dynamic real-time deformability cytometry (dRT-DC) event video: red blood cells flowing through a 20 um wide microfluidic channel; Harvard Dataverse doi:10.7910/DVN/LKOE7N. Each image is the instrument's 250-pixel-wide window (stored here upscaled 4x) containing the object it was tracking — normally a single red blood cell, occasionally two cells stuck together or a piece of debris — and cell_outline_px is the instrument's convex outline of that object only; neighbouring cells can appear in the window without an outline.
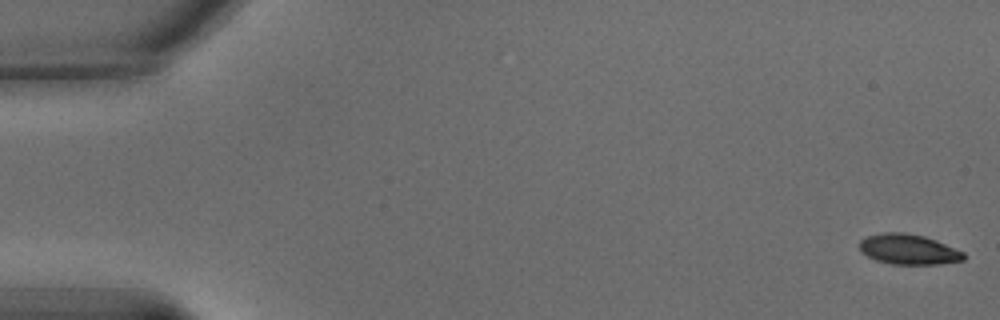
{"species": "common noctule bat (a hibernating species)", "species_latin": "Nyctalus noctula", "temperature_condition": "warm", "stored_images_in_passage": 59, "camera_frame_rate_fps": 3000, "um_per_image_px": 0.085, "animal": {"sex": "male", "body_mass_g": 15.6}, "frame": {"image": 1, "passage_image": 1, "time_ms": 0.0, "image_size_px": [1000, 320], "cell_outline_px": [[964, 260], [940, 264], [892, 264], [876, 260], [860, 252], [860, 240], [868, 236], [884, 232], [904, 232], [924, 236], [936, 240], [964, 252]], "centroid_in_image_um": [77.22, 21.19], "position_along_channel_um": 7.8, "area_um2": 18.32}}
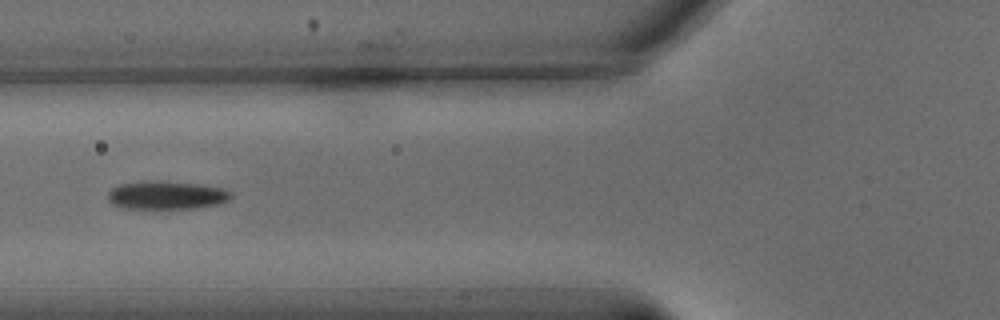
{"frame": {"image": 2, "passage_image": 23, "time_ms": 7.333, "image_size_px": [1000, 320], "cell_outline_px": [[232, 196], [228, 200], [216, 204], [196, 208], [120, 208], [112, 204], [108, 200], [108, 192], [116, 184], [140, 180], [168, 180], [200, 184], [224, 188], [232, 192]], "centroid_in_image_um": [14.11, 16.56], "position_along_channel_um": 111.7, "area_um2": 20.81}}
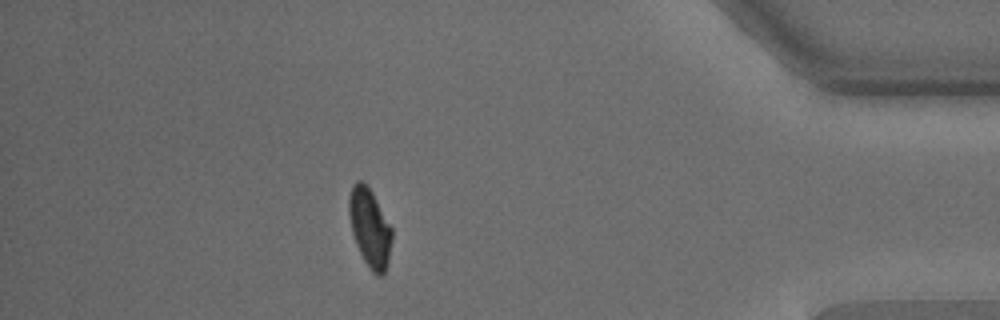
{"frame": {"image": 3, "passage_image": 52, "time_ms": 17.0, "image_size_px": [1000, 320], "cell_outline_px": [[392, 240], [388, 264], [384, 272], [380, 276], [376, 276], [368, 268], [356, 244], [352, 232], [348, 212], [348, 196], [352, 184], [356, 180], [360, 180], [372, 192], [392, 228]], "centroid_in_image_um": [31.42, 19.37], "position_along_channel_um": 403.8, "area_um2": 19.71}, "authors_computed_cell_mechanics": {"area_um2": 20.1144, "velocity_mm_per_s": 3.4587, "shape_relaxation_time_tau1_ms": 4.6427, "shape_relaxation_time_tau2_ms": 1.5855, "deformation_change_tau1": 0.1583, "deformation_change_tau2": 0.0555}}